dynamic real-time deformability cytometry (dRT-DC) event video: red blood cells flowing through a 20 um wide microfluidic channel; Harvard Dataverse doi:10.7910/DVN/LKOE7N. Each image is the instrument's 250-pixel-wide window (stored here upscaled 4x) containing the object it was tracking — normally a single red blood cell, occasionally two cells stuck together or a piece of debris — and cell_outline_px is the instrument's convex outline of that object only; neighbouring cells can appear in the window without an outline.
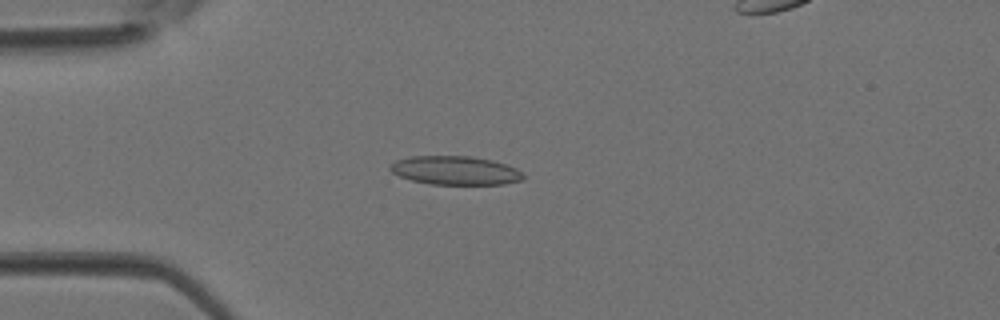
{"species": "Egyptian fruit bat (a non-hibernating species)", "species_latin": "Rousettus aegyptiacus", "temperature_condition": "room temperature", "stored_images_in_passage": 4, "camera_frame_rate_fps": 3000, "um_per_image_px": 0.085, "animal": {"sex": "female"}, "frame": {"image": 1, "passage_image": 3, "time_ms": 0.667, "image_size_px": [1000, 320], "cell_outline_px": [[524, 180], [504, 184], [428, 184], [412, 180], [400, 176], [392, 172], [388, 168], [388, 164], [396, 160], [412, 156], [472, 156], [492, 160], [516, 168], [524, 176]], "centroid_in_image_um": [38.67, 14.48], "position_along_channel_um": 46.3, "area_um2": 22.31}}